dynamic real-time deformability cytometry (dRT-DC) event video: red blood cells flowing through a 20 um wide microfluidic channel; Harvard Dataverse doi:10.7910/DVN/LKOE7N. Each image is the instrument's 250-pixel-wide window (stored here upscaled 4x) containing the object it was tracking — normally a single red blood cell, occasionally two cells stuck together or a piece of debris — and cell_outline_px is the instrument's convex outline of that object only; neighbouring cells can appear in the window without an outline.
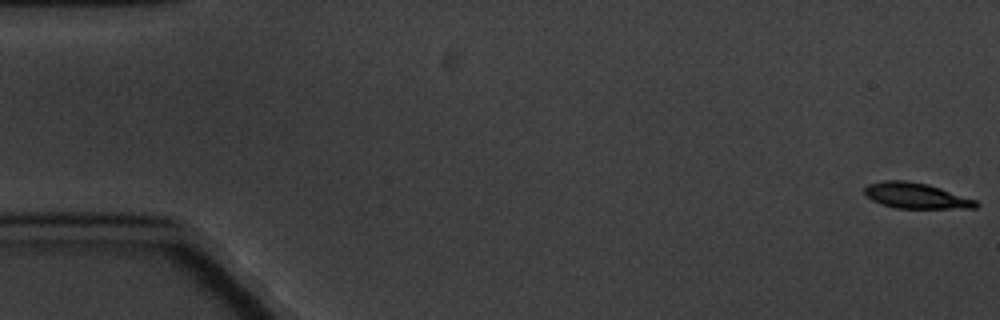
{"species": "common noctule bat (a hibernating species)", "species_latin": "Nyctalus noctula", "temperature_condition": "cold", "stored_images_in_passage": 6, "camera_frame_rate_fps": 3000, "um_per_image_px": 0.085, "animal": {"sex": "male", "body_mass_g": 20.1, "forearm_length_mm": 53.5}, "frame": {"image": 1, "passage_image": 1, "time_ms": 0.0, "image_size_px": [1000, 320], "cell_outline_px": [[980, 204], [976, 208], [896, 208], [880, 204], [864, 196], [864, 188], [868, 184], [884, 180], [904, 180], [928, 184], [976, 200]], "centroid_in_image_um": [77.82, 16.63], "position_along_channel_um": 7.2, "area_um2": 16.7}}
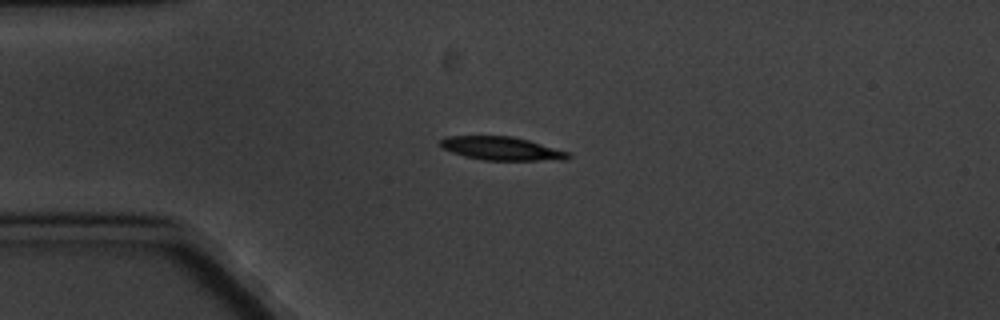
{"frame": {"image": 2, "passage_image": 5, "time_ms": 4.667, "image_size_px": [1000, 320], "cell_outline_px": [[572, 156], [568, 160], [484, 160], [464, 156], [452, 152], [436, 144], [444, 136], [512, 136], [528, 140], [568, 152]], "centroid_in_image_um": [42.61, 12.62], "position_along_channel_um": 42.4, "area_um2": 17.46}}